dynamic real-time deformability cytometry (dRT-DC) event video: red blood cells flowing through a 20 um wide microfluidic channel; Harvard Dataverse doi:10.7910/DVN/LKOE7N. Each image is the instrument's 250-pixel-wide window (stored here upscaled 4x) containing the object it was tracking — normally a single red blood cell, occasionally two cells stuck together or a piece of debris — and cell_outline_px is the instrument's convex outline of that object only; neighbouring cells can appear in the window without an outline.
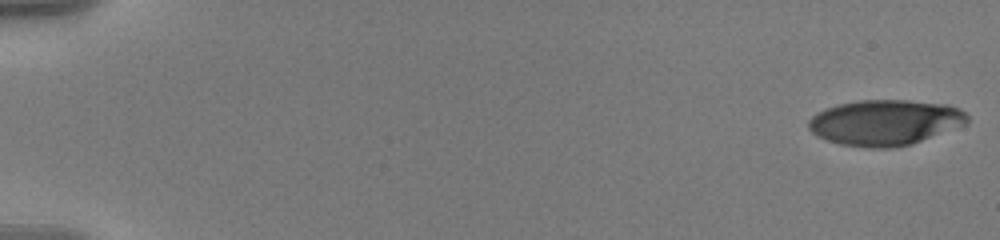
{"species": "human", "species_latin": "Homo sapiens", "temperature_condition": "warm", "stored_images_in_passage": 57, "camera_frame_rate_fps": 3000, "um_per_image_px": 0.085, "donor": {"sex": "male"}, "frame": {"image": 1, "passage_image": 1, "time_ms": 0.0, "image_size_px": [1000, 240], "cell_outline_px": [[968, 124], [912, 144], [892, 148], [872, 148], [840, 144], [816, 136], [808, 128], [808, 120], [816, 112], [824, 108], [836, 104], [860, 100], [908, 100], [948, 104], [960, 108], [968, 116]], "centroid_in_image_um": [75.24, 10.4], "position_along_channel_um": 9.8, "area_um2": 42.6}}
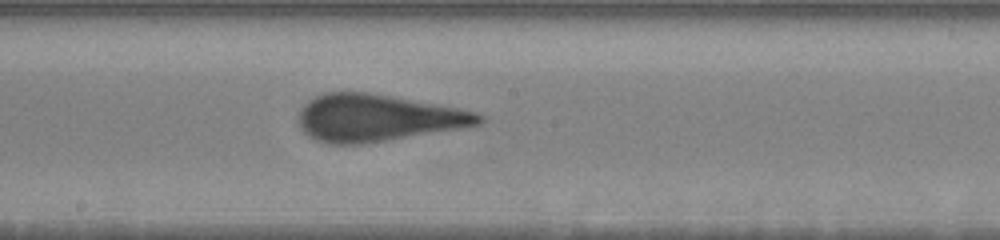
{"frame": {"image": 2, "passage_image": 33, "time_ms": 10.667, "image_size_px": [1000, 240], "cell_outline_px": [[488, 116], [480, 124], [460, 128], [360, 144], [328, 144], [316, 140], [308, 136], [300, 128], [296, 120], [300, 108], [308, 100], [324, 92], [368, 92], [392, 96], [460, 108], [480, 112]], "centroid_in_image_um": [32.06, 10.01], "position_along_channel_um": 216.1, "area_um2": 49.65}}
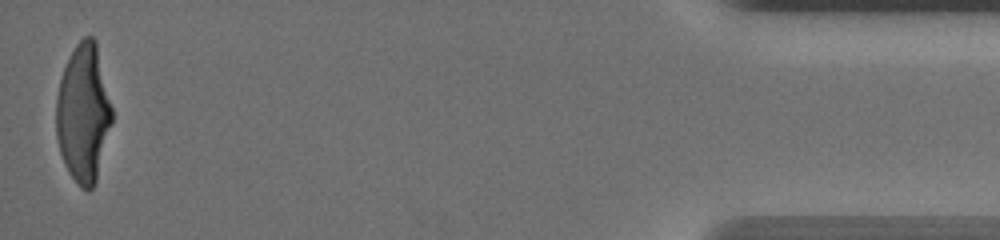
{"frame": {"image": 3, "passage_image": 57, "time_ms": 18.667, "image_size_px": [1000, 240], "cell_outline_px": [[112, 124], [96, 180], [92, 188], [88, 192], [80, 188], [68, 172], [64, 164], [60, 152], [56, 136], [56, 96], [60, 76], [76, 44], [84, 36], [92, 36], [96, 40], [112, 108]], "centroid_in_image_um": [7.08, 9.64], "position_along_channel_um": 428.1, "area_um2": 45.08}, "authors_computed_cell_mechanics": {"area_um2": 47.3382, "velocity_mm_per_s": 3.5848, "shape_relaxation_time_tau1_ms": 6.6669, "shape_relaxation_time_tau2_ms": 0.9817, "deformation_change_tau1": 0.2883, "deformation_change_tau2": 0.1081}}